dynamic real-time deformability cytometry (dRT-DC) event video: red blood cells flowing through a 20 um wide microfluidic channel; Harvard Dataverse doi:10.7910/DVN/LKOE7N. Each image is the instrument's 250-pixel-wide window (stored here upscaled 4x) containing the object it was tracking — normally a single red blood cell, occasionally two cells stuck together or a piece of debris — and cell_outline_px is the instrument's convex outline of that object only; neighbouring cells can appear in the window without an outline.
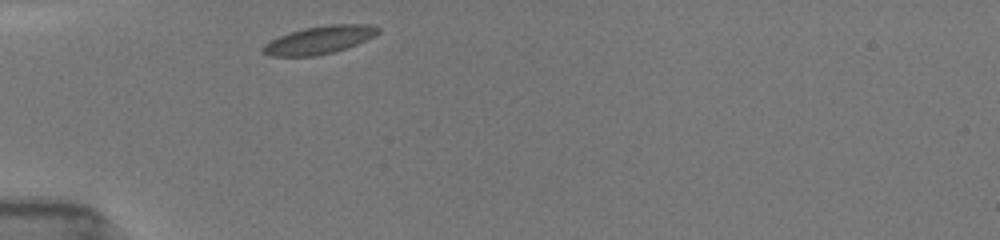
{"species": "common noctule bat (a hibernating species)", "species_latin": "Nyctalus noctula", "temperature_condition": "room temperature", "stored_images_in_passage": 30, "camera_frame_rate_fps": 3000, "um_per_image_px": 0.085, "animal": {"sex": "female", "body_mass_g": 19.5, "forearm_length_mm": 54.1}, "frame": {"image": 1, "passage_image": 1, "time_ms": 0.0, "image_size_px": [1000, 240], "cell_outline_px": [[380, 32], [376, 36], [368, 40], [348, 48], [316, 56], [268, 56], [260, 52], [260, 48], [264, 44], [280, 36], [304, 28], [328, 24], [368, 24], [380, 28]], "centroid_in_image_um": [27.17, 3.4], "position_along_channel_um": 57.8, "area_um2": 18.9}}
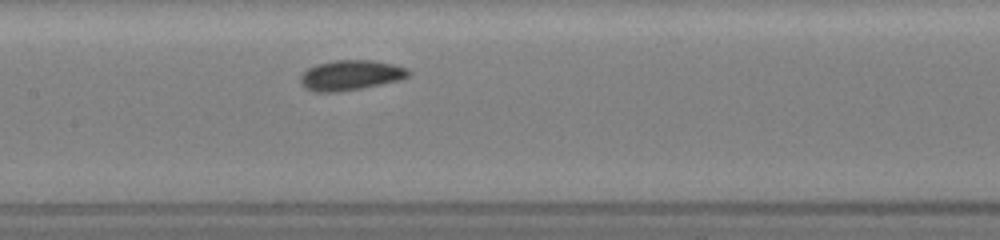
{"frame": {"image": 2, "passage_image": 11, "time_ms": 3.333, "image_size_px": [1000, 240], "cell_outline_px": [[412, 72], [408, 76], [396, 80], [380, 84], [360, 88], [336, 92], [316, 92], [308, 88], [300, 80], [300, 76], [308, 68], [316, 64], [332, 60], [372, 60], [392, 64], [408, 68]], "centroid_in_image_um": [29.81, 6.37], "position_along_channel_um": 177.6, "area_um2": 18.67}}
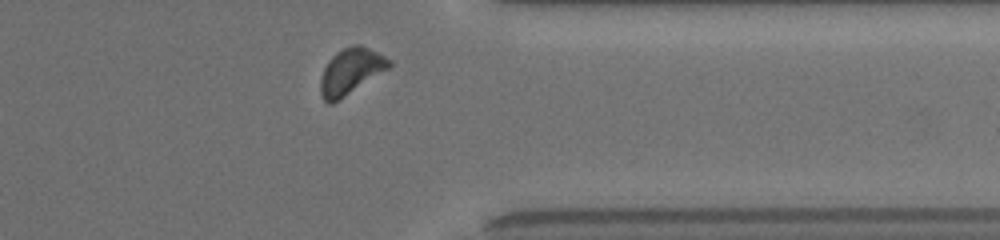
{"frame": {"image": 3, "passage_image": 27, "time_ms": 8.667, "image_size_px": [1000, 240], "cell_outline_px": [[392, 64], [388, 68], [332, 104], [328, 104], [324, 100], [320, 92], [320, 80], [324, 68], [328, 60], [336, 52], [352, 44], [360, 44], [392, 60]], "centroid_in_image_um": [29.79, 6.05], "position_along_channel_um": 381.6, "area_um2": 18.09}, "authors_computed_cell_mechanics": {"area_um2": 18.1492, "velocity_mm_per_s": 3.908, "shape_relaxation_time_tau1_ms": 1.6274, "shape_relaxation_time_tau2_ms": null, "deformation_change_tau1": 0.0741, "deformation_change_tau2": null}}